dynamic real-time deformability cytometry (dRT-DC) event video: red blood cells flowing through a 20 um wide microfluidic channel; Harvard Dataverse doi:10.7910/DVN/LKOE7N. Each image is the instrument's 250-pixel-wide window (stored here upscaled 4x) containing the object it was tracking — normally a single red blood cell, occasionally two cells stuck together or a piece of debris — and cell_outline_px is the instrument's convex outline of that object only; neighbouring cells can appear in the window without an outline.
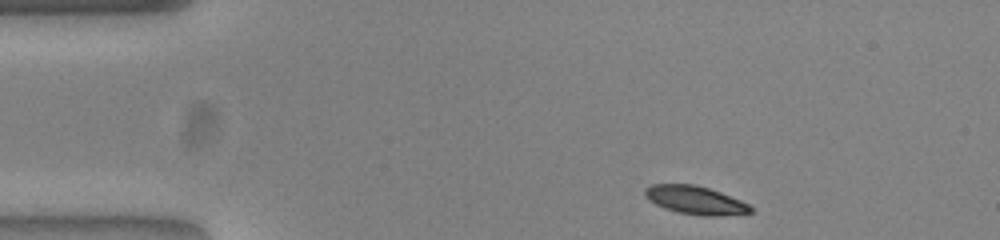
{"species": "common noctule bat (a hibernating species)", "species_latin": "Nyctalus noctula", "temperature_condition": "warm", "stored_images_in_passage": 46, "camera_frame_rate_fps": 3000, "um_per_image_px": 0.085, "animal": {"sex": "female", "body_mass_g": 23.0, "forearm_length_mm": 53.4}, "frame": {"image": 1, "passage_image": 1, "time_ms": 0.0, "image_size_px": [1000, 240], "cell_outline_px": [[752, 212], [716, 216], [704, 216], [680, 212], [664, 208], [656, 204], [644, 196], [644, 188], [652, 184], [696, 184], [720, 192], [740, 200], [748, 204], [752, 208]], "centroid_in_image_um": [59.07, 17.0], "position_along_channel_um": 25.9, "area_um2": 17.22}}
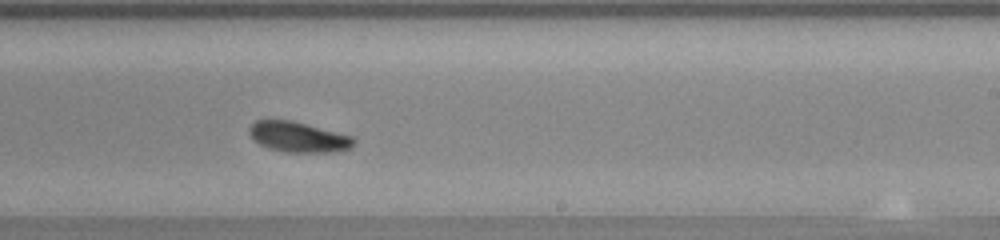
{"frame": {"image": 2, "passage_image": 25, "time_ms": 8.0, "image_size_px": [1000, 240], "cell_outline_px": [[356, 140], [352, 148], [332, 152], [284, 152], [268, 148], [260, 144], [248, 132], [248, 128], [256, 120], [292, 120], [352, 136]], "centroid_in_image_um": [25.37, 11.65], "position_along_channel_um": 263.6, "area_um2": 18.44}}
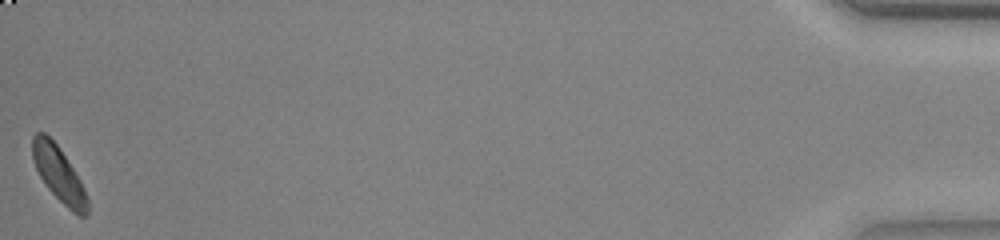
{"frame": {"image": 3, "passage_image": 46, "time_ms": 15.0, "image_size_px": [1000, 240], "cell_outline_px": [[88, 212], [84, 216], [80, 216], [72, 212], [48, 188], [40, 176], [32, 160], [32, 136], [36, 132], [44, 132], [60, 148], [80, 180], [88, 196]], "centroid_in_image_um": [4.99, 14.79], "position_along_channel_um": 430.2, "area_um2": 17.46}, "authors_computed_cell_mechanics": {"area_um2": 18.1781, "velocity_mm_per_s": 3.8221, "shape_relaxation_time_tau1_ms": 6.3349, "shape_relaxation_time_tau2_ms": null, "deformation_change_tau1": 0.1608, "deformation_change_tau2": null}}